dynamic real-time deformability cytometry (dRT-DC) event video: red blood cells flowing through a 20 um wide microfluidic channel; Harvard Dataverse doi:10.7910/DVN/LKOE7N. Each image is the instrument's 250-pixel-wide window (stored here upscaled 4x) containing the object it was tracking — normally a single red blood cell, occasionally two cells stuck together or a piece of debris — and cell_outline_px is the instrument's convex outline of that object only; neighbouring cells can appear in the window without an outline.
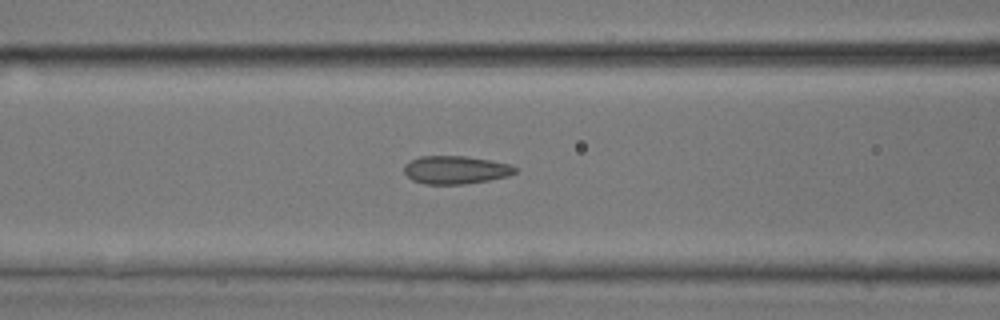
{"species": "common noctule bat (a hibernating species)", "species_latin": "Nyctalus noctula", "temperature_condition": "room temperature", "stored_images_in_passage": 38, "camera_frame_rate_fps": 3000, "um_per_image_px": 0.085, "animal": {"sex": "male", "body_mass_g": 17.9, "forearm_length_mm": 54.2}, "frame": {"image": 1, "passage_image": 19, "time_ms": 6.0, "image_size_px": [1000, 320], "cell_outline_px": [[516, 172], [508, 176], [488, 180], [464, 184], [424, 184], [412, 180], [404, 172], [404, 164], [420, 156], [464, 156], [488, 160], [508, 164], [516, 168]], "centroid_in_image_um": [38.69, 14.44], "position_along_channel_um": 127.9, "area_um2": 17.98}}
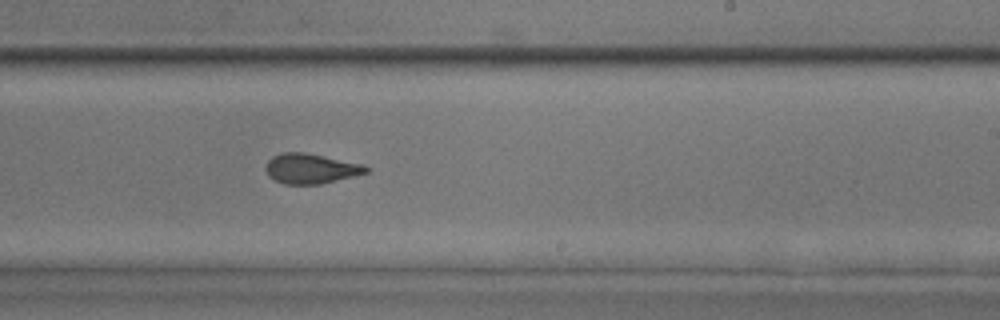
{"frame": {"image": 2, "passage_image": 28, "time_ms": 9.0, "image_size_px": [1000, 320], "cell_outline_px": [[368, 172], [320, 184], [284, 184], [268, 176], [264, 168], [268, 160], [272, 156], [280, 152], [304, 152], [364, 164], [368, 168]], "centroid_in_image_um": [26.37, 14.32], "position_along_channel_um": 262.6, "area_um2": 17.51}}
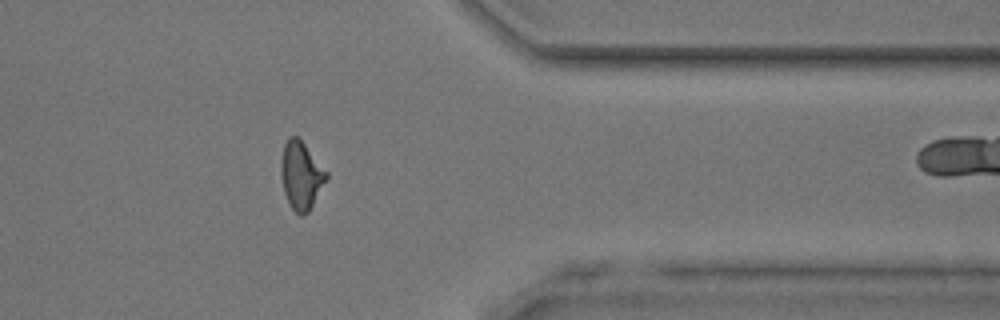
{"frame": {"image": 3, "passage_image": 37, "time_ms": 12.0, "image_size_px": [1000, 320], "cell_outline_px": [[328, 176], [308, 212], [304, 216], [300, 216], [288, 204], [284, 192], [280, 172], [280, 164], [284, 144], [288, 136], [296, 136], [304, 144], [328, 172]], "centroid_in_image_um": [25.57, 14.91], "position_along_channel_um": 385.8, "area_um2": 17.8}}